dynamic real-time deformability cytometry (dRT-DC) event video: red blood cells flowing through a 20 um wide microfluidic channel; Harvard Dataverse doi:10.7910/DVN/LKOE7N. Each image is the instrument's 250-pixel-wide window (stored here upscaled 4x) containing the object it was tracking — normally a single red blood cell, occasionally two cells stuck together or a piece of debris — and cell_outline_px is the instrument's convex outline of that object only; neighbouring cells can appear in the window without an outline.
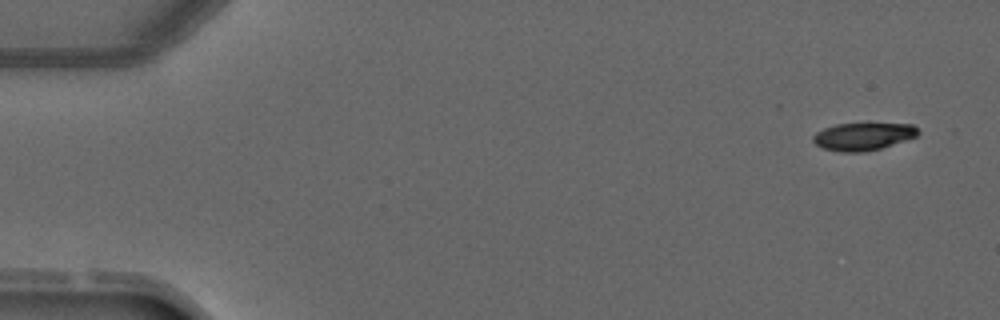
{"species": "common noctule bat (a hibernating species)", "species_latin": "Nyctalus noctula", "temperature_condition": "warm", "stored_images_in_passage": 4, "camera_frame_rate_fps": 3000, "um_per_image_px": 0.085, "animal": {"sex": "male", "forearm_length_mm": 52.5}, "frame": {"image": 1, "passage_image": 1, "time_ms": 0.0, "image_size_px": [1000, 320], "cell_outline_px": [[920, 132], [916, 136], [880, 148], [864, 152], [840, 152], [820, 148], [812, 140], [812, 136], [816, 132], [824, 128], [836, 124], [912, 124]], "centroid_in_image_um": [73.3, 11.61], "position_along_channel_um": 11.7, "area_um2": 16.7}}